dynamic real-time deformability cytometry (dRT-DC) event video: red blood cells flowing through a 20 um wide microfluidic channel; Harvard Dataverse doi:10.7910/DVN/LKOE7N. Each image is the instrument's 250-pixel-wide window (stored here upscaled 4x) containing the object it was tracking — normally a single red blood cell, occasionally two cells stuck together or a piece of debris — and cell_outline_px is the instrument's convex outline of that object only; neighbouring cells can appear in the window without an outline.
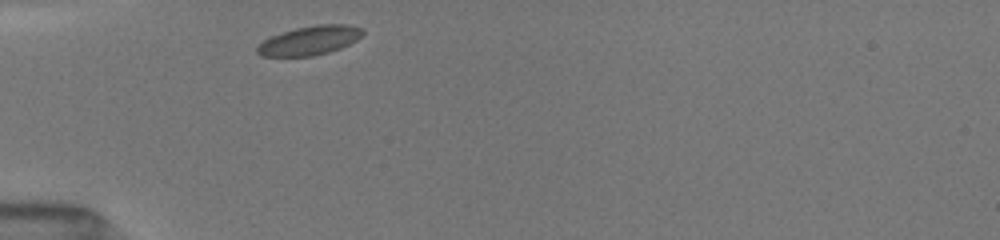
{"species": "common noctule bat (a hibernating species)", "species_latin": "Nyctalus noctula", "temperature_condition": "room temperature", "stored_images_in_passage": 29, "camera_frame_rate_fps": 3000, "um_per_image_px": 0.085, "animal": {"sex": "female", "body_mass_g": 19.5, "forearm_length_mm": 54.1}, "frame": {"image": 1, "passage_image": 1, "time_ms": 0.0, "image_size_px": [1000, 240], "cell_outline_px": [[364, 32], [356, 40], [340, 48], [328, 52], [312, 56], [260, 56], [256, 52], [256, 48], [268, 36], [296, 28], [316, 24], [348, 24], [364, 28]], "centroid_in_image_um": [26.31, 3.43], "position_along_channel_um": 58.7, "area_um2": 17.92}}
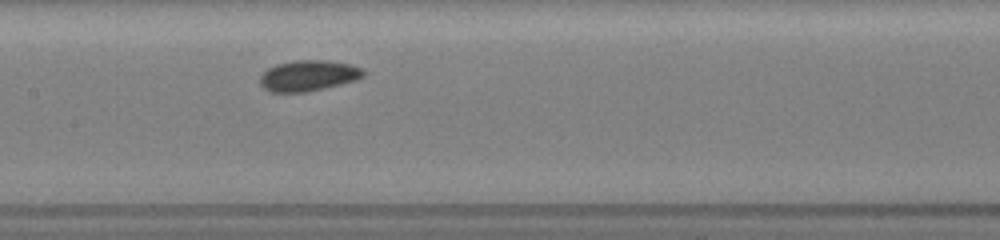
{"frame": {"image": 2, "passage_image": 11, "time_ms": 3.333, "image_size_px": [1000, 240], "cell_outline_px": [[368, 72], [364, 76], [356, 80], [308, 92], [272, 92], [264, 88], [260, 84], [260, 76], [268, 68], [276, 64], [296, 60], [328, 60], [352, 64], [364, 68]], "centroid_in_image_um": [26.26, 6.42], "position_along_channel_um": 181.1, "area_um2": 18.79}}
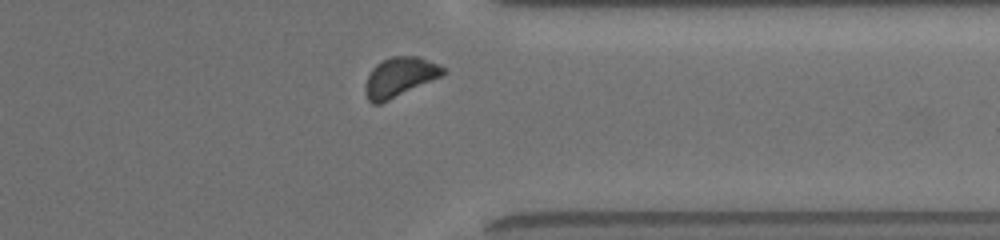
{"frame": {"image": 3, "passage_image": 26, "time_ms": 8.333, "image_size_px": [1000, 240], "cell_outline_px": [[444, 72], [440, 76], [380, 104], [372, 104], [368, 100], [364, 92], [364, 84], [372, 68], [376, 64], [392, 56], [420, 56], [440, 64], [444, 68]], "centroid_in_image_um": [33.93, 6.54], "position_along_channel_um": 377.5, "area_um2": 17.74}, "authors_computed_cell_mechanics": {"area_um2": 17.8602, "velocity_mm_per_s": 3.9585, "shape_relaxation_time_tau1_ms": 1.026, "shape_relaxation_time_tau2_ms": 2.458, "deformation_change_tau1": 0.033, "deformation_change_tau2": 0.0476}}